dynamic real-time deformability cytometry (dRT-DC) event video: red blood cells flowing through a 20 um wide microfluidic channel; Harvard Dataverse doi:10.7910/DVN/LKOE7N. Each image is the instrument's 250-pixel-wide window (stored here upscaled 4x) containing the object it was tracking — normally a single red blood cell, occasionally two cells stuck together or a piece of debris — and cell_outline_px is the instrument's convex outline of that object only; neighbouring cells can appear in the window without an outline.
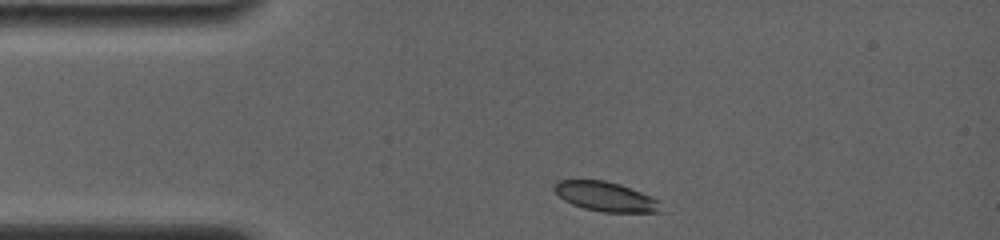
{"species": "common noctule bat (a hibernating species)", "species_latin": "Nyctalus noctula", "temperature_condition": "room temperature", "stored_images_in_passage": 8, "camera_frame_rate_fps": 4000, "um_per_image_px": 0.085, "animal": {"sex": "female", "body_mass_g": 19.0, "forearm_length_mm": 56.7}, "frame": {"image": 1, "passage_image": 1, "time_ms": 0.0, "image_size_px": [1000, 240], "cell_outline_px": [[664, 212], [600, 212], [584, 208], [572, 204], [564, 200], [552, 188], [560, 180], [604, 180], [620, 184], [660, 200]], "centroid_in_image_um": [51.52, 16.72], "position_along_channel_um": 33.5, "area_um2": 18.32}}
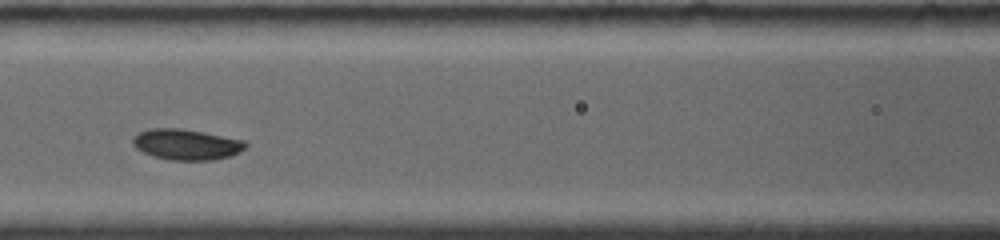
{"frame": {"image": 2, "passage_image": 5, "time_ms": 4.0, "image_size_px": [1000, 240], "cell_outline_px": [[248, 144], [240, 152], [228, 156], [212, 160], [172, 160], [156, 156], [144, 152], [136, 148], [132, 144], [132, 140], [140, 132], [148, 128], [180, 128], [244, 140]], "centroid_in_image_um": [15.84, 12.27], "position_along_channel_um": 150.8, "area_um2": 19.88}}
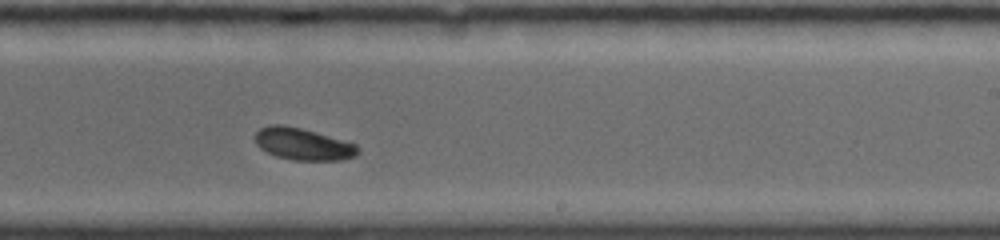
{"frame": {"image": 3, "passage_image": 8, "time_ms": 7.0, "image_size_px": [1000, 240], "cell_outline_px": [[360, 152], [356, 156], [340, 160], [292, 160], [276, 156], [260, 148], [256, 144], [256, 132], [260, 128], [268, 124], [284, 124], [300, 128], [356, 144]], "centroid_in_image_um": [25.74, 12.24], "position_along_channel_um": 263.3, "area_um2": 19.02}}